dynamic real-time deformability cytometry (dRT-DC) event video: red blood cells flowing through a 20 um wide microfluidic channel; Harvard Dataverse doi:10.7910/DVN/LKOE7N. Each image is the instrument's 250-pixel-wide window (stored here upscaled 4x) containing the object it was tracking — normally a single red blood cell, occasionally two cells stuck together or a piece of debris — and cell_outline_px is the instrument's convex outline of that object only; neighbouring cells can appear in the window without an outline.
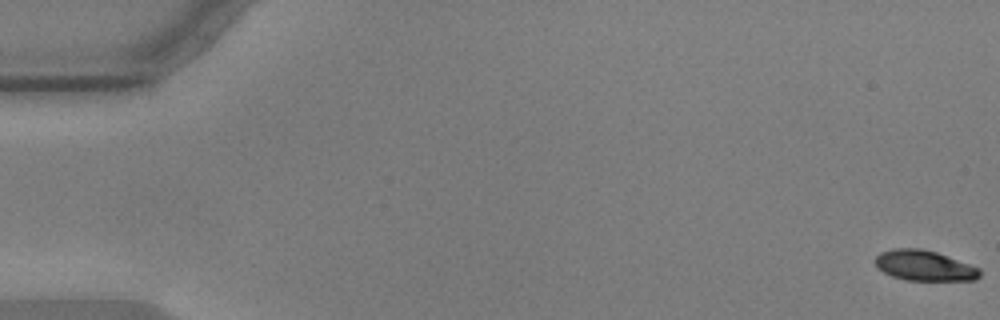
{"species": "common noctule bat (a hibernating species)", "species_latin": "Nyctalus noctula", "temperature_condition": "warm", "stored_images_in_passage": 6, "camera_frame_rate_fps": 3000, "um_per_image_px": 0.085, "animal": {"sex": "male", "body_mass_g": 17.9, "forearm_length_mm": 54.2}, "frame": {"image": 1, "passage_image": 1, "time_ms": 0.0, "image_size_px": [1000, 320], "cell_outline_px": [[980, 276], [976, 280], [904, 280], [892, 276], [876, 268], [876, 256], [880, 252], [892, 248], [920, 248], [936, 252], [980, 268]], "centroid_in_image_um": [78.55, 22.57], "position_along_channel_um": 6.5, "area_um2": 18.5}}